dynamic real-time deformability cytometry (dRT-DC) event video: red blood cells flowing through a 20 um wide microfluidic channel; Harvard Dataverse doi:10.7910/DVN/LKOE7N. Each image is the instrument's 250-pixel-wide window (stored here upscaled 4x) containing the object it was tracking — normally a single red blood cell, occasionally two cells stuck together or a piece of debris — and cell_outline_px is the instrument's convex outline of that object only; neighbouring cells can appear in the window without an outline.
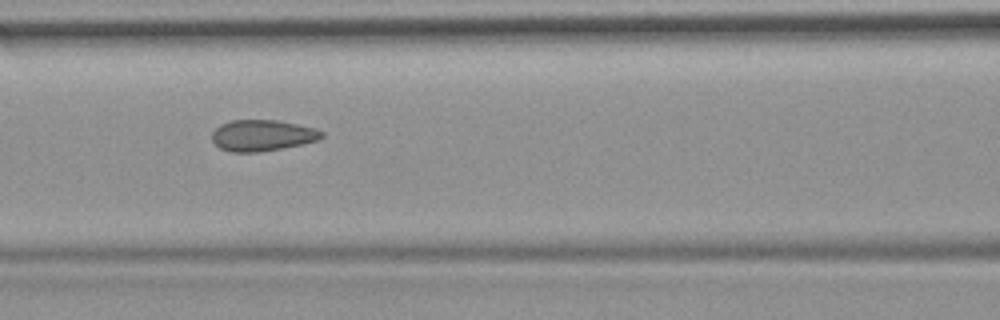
{"species": "common noctule bat (a hibernating species)", "species_latin": "Nyctalus noctula", "temperature_condition": "room temperature", "stored_images_in_passage": 54, "camera_frame_rate_fps": 3000, "um_per_image_px": 0.085, "animal": {"sex": "female", "body_mass_g": 19.9}, "frame": {"image": 1, "passage_image": 24, "time_ms": 7.667, "image_size_px": [1000, 320], "cell_outline_px": [[324, 136], [320, 140], [280, 148], [256, 152], [232, 152], [220, 148], [212, 140], [212, 132], [220, 124], [232, 120], [276, 120], [316, 128], [324, 132]], "centroid_in_image_um": [22.3, 11.5], "position_along_channel_um": 144.3, "area_um2": 19.83}, "authors_computed_cell_mechanics": {"area_um2": 20.3167, "velocity_mm_per_s": 3.7272, "shape_relaxation_time_tau1_ms": null, "shape_relaxation_time_tau2_ms": 0.9744, "deformation_change_tau1": null, "deformation_change_tau2": 0.0564}}